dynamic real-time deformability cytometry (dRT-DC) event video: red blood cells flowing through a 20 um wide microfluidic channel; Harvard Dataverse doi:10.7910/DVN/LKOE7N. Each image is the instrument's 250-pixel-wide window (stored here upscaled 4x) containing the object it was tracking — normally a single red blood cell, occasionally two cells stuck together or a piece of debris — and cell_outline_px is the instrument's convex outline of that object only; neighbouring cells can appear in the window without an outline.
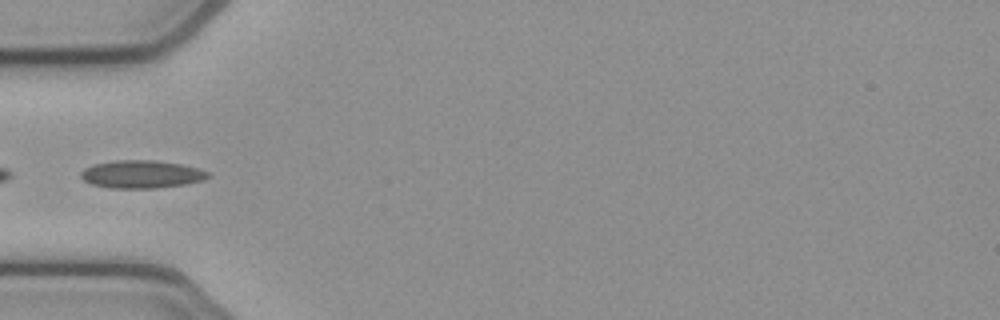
{"species": "common noctule bat (a hibernating species)", "species_latin": "Nyctalus noctula", "temperature_condition": "cold", "stored_images_in_passage": 32, "camera_frame_rate_fps": 3000, "um_per_image_px": 0.085, "animal": {"sex": "female", "body_mass_g": 21.9}, "frame": {"image": 1, "passage_image": 1, "time_ms": 0.0, "image_size_px": [1000, 320], "cell_outline_px": [[212, 176], [204, 180], [184, 184], [156, 188], [108, 188], [92, 184], [84, 180], [80, 176], [80, 172], [84, 168], [92, 164], [116, 160], [156, 160], [180, 164], [200, 168], [208, 172]], "centroid_in_image_um": [12.03, 14.8], "position_along_channel_um": 73.0, "area_um2": 20.81}}
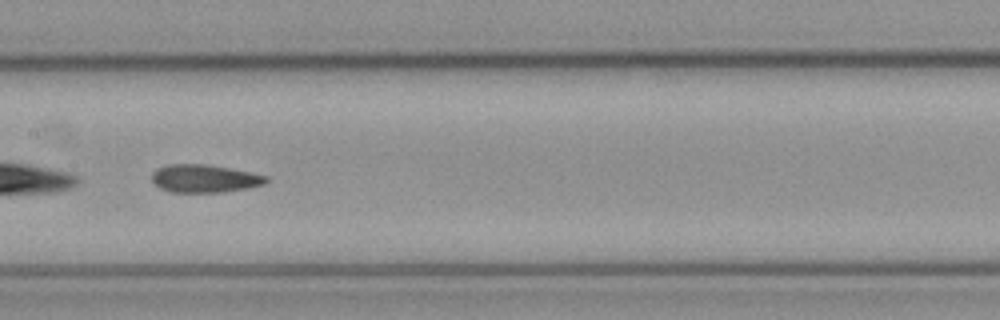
{"frame": {"image": 2, "passage_image": 10, "time_ms": 3.0, "image_size_px": [1000, 320], "cell_outline_px": [[268, 180], [264, 184], [248, 188], [224, 192], [172, 192], [160, 188], [152, 180], [152, 172], [156, 168], [168, 164], [208, 164], [268, 176]], "centroid_in_image_um": [17.36, 15.17], "position_along_channel_um": 190.0, "area_um2": 18.55}}
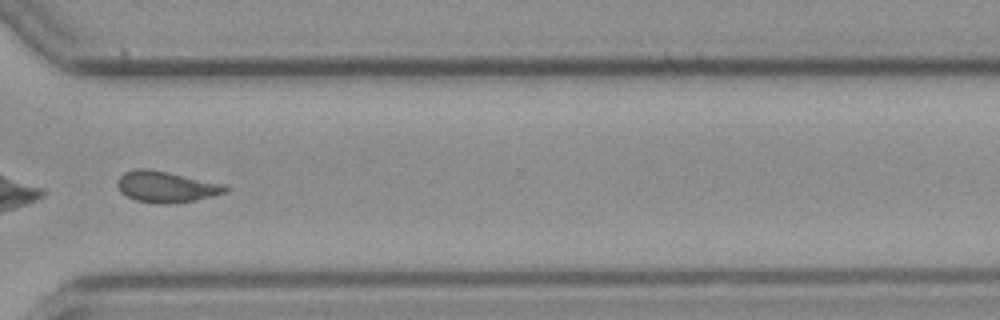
{"frame": {"image": 3, "passage_image": 23, "time_ms": 7.333, "image_size_px": [1000, 320], "cell_outline_px": [[228, 192], [196, 200], [168, 204], [160, 204], [136, 200], [120, 192], [116, 184], [120, 176], [124, 172], [136, 168], [144, 168], [168, 172], [228, 184]], "centroid_in_image_um": [14.16, 15.87], "position_along_channel_um": 356.4, "area_um2": 19.77}}